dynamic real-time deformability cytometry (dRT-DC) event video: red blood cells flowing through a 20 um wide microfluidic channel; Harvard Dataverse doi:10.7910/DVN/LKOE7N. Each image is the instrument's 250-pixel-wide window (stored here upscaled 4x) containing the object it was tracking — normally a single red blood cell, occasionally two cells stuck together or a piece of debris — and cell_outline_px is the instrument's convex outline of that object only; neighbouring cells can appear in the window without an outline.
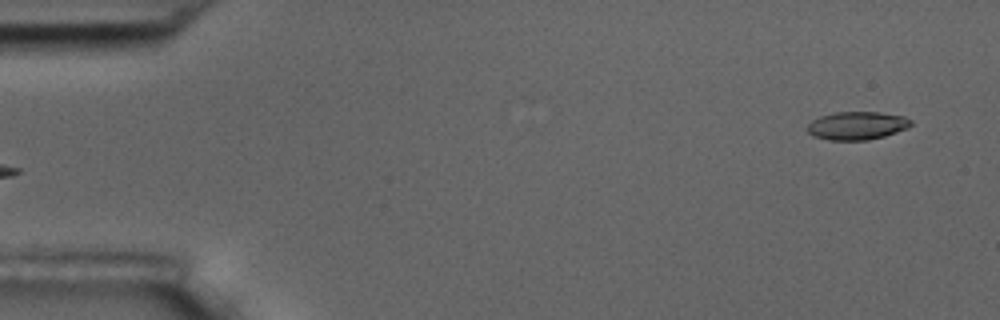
{"species": "common noctule bat (a hibernating species)", "species_latin": "Nyctalus noctula", "temperature_condition": "room temperature", "stored_images_in_passage": 4, "camera_frame_rate_fps": 3000, "um_per_image_px": 0.085, "animal": {"sex": "male", "body_mass_g": 17.5, "forearm_length_mm": 52.3}, "frame": {"image": 1, "passage_image": 4, "time_ms": 4.333, "image_size_px": [1000, 320], "cell_outline_px": [[912, 124], [908, 128], [884, 136], [868, 140], [828, 140], [812, 136], [808, 132], [808, 124], [812, 120], [820, 116], [836, 112], [880, 112], [904, 116], [912, 120]], "centroid_in_image_um": [72.85, 10.68], "position_along_channel_um": 12.1, "area_um2": 17.05}}